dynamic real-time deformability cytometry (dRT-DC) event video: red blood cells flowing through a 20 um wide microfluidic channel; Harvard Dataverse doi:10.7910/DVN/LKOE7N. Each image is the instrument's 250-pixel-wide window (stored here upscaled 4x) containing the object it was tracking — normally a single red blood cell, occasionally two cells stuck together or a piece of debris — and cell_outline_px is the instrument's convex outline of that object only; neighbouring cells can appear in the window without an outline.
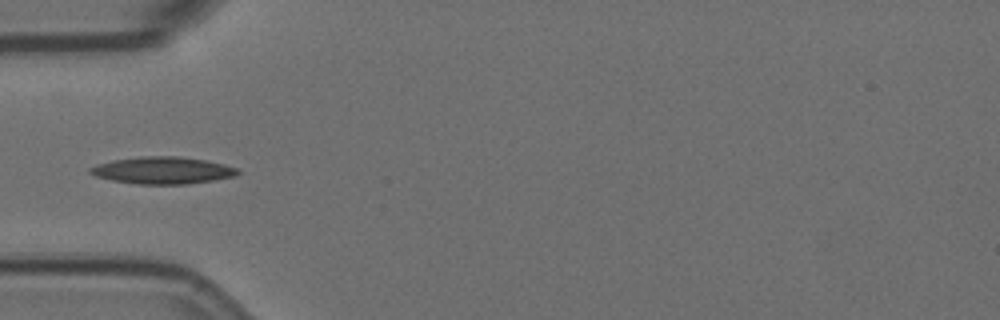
{"species": "Egyptian fruit bat (a non-hibernating species)", "species_latin": "Rousettus aegyptiacus", "temperature_condition": "room temperature", "stored_images_in_passage": 6, "camera_frame_rate_fps": 3000, "um_per_image_px": 0.085, "animal": {"sex": "female"}, "frame": {"image": 1, "passage_image": 5, "time_ms": 1.333, "image_size_px": [1000, 320], "cell_outline_px": [[240, 172], [236, 176], [188, 184], [136, 184], [112, 180], [96, 176], [88, 172], [88, 168], [96, 164], [112, 160], [140, 156], [180, 156], [204, 160], [224, 164], [236, 168]], "centroid_in_image_um": [13.79, 14.47], "position_along_channel_um": 71.2, "area_um2": 23.29}}
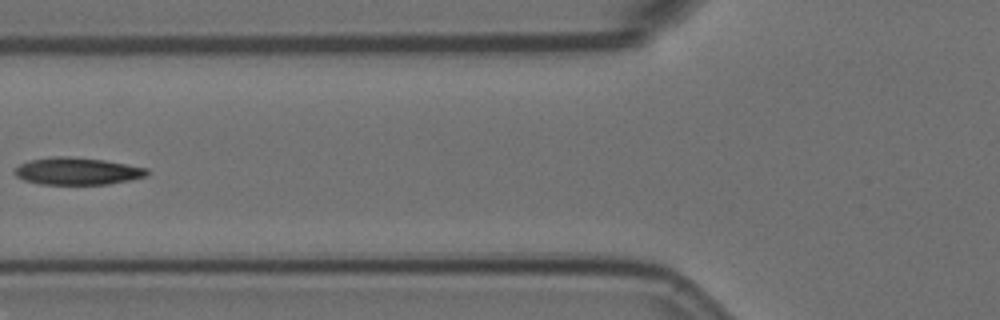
{"frame": {"image": 2, "passage_image": 6, "time_ms": 1.667, "image_size_px": [1000, 320], "cell_outline_px": [[148, 176], [132, 180], [108, 184], [40, 184], [24, 180], [16, 176], [12, 172], [20, 164], [28, 160], [52, 156], [64, 156], [104, 160], [148, 168]], "centroid_in_image_um": [6.56, 14.55], "position_along_channel_um": 119.2, "area_um2": 21.1}}